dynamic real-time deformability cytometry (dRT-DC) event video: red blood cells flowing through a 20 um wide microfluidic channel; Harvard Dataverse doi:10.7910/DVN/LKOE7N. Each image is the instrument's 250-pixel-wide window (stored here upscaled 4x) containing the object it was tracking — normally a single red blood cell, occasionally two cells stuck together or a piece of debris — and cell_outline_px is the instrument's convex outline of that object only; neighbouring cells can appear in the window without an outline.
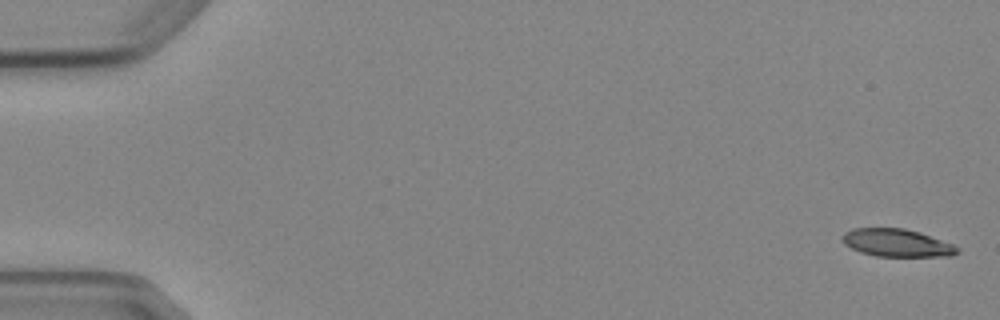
{"species": "Egyptian fruit bat (a non-hibernating species)", "species_latin": "Rousettus aegyptiacus", "temperature_condition": "cold", "stored_images_in_passage": 3, "camera_frame_rate_fps": 3000, "um_per_image_px": 0.085, "animal": {"sex": "female"}, "frame": {"image": 1, "passage_image": 1, "time_ms": 0.0, "image_size_px": [1000, 320], "cell_outline_px": [[960, 252], [952, 256], [876, 256], [860, 252], [844, 244], [840, 240], [840, 236], [844, 232], [852, 228], [904, 228], [920, 232], [952, 244], [960, 248]], "centroid_in_image_um": [76.2, 20.64], "position_along_channel_um": 8.8, "area_um2": 18.73}}